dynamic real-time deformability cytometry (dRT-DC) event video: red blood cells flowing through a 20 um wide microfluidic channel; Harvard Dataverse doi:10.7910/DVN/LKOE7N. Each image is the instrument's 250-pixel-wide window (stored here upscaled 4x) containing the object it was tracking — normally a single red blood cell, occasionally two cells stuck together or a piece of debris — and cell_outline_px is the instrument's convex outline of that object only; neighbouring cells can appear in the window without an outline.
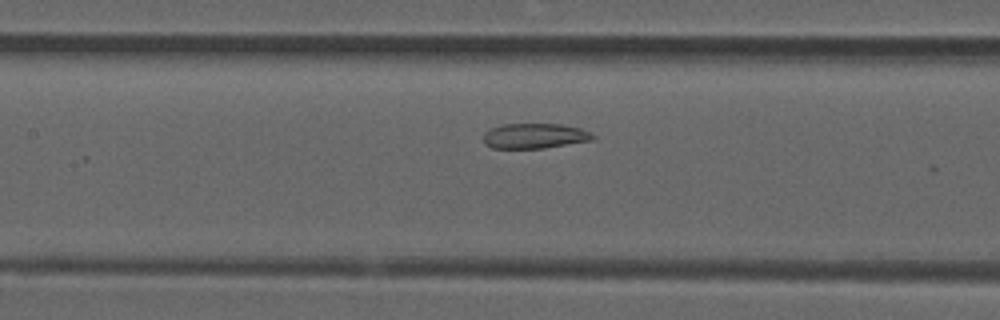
{"species": "common noctule bat (a hibernating species)", "species_latin": "Nyctalus noctula", "temperature_condition": "room temperature", "stored_images_in_passage": 20, "camera_frame_rate_fps": 3000, "um_per_image_px": 0.085, "animal": {"sex": "male", "forearm_length_mm": 52.5}, "frame": {"image": 1, "passage_image": 19, "time_ms": 6.0, "image_size_px": [1000, 320], "cell_outline_px": [[596, 140], [544, 148], [492, 148], [484, 144], [484, 132], [492, 128], [504, 124], [560, 124], [580, 128], [592, 132], [596, 136]], "centroid_in_image_um": [45.5, 11.56], "position_along_channel_um": 161.9, "area_um2": 16.18}}